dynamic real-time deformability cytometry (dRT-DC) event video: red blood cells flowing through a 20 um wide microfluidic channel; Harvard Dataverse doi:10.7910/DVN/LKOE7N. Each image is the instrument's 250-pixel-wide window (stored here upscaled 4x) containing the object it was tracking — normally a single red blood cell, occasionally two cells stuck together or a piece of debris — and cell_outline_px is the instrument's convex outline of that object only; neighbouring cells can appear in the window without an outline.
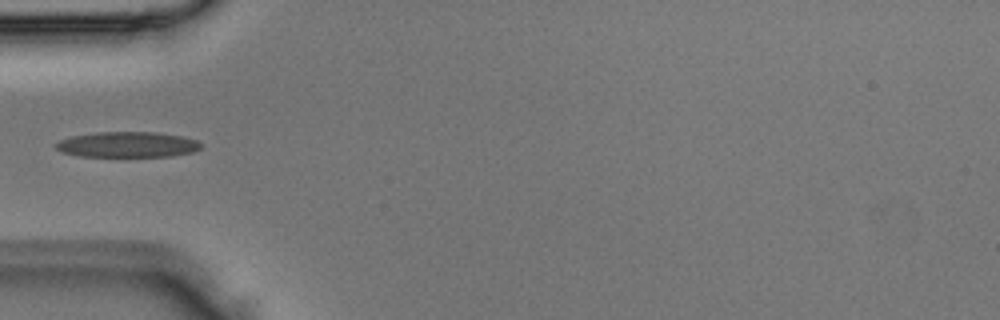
{"species": "Egyptian fruit bat (a non-hibernating species)", "species_latin": "Rousettus aegyptiacus", "temperature_condition": "room temperature", "stored_images_in_passage": 4, "camera_frame_rate_fps": 3000, "um_per_image_px": 0.085, "animal": {"sex": "male"}, "frame": {"image": 1, "passage_image": 4, "time_ms": 1.0, "image_size_px": [1000, 320], "cell_outline_px": [[200, 148], [192, 152], [172, 156], [80, 156], [64, 152], [56, 148], [52, 144], [60, 140], [72, 136], [96, 132], [156, 132], [184, 136], [196, 140], [200, 144]], "centroid_in_image_um": [10.83, 12.28], "position_along_channel_um": 74.2, "area_um2": 21.5}}